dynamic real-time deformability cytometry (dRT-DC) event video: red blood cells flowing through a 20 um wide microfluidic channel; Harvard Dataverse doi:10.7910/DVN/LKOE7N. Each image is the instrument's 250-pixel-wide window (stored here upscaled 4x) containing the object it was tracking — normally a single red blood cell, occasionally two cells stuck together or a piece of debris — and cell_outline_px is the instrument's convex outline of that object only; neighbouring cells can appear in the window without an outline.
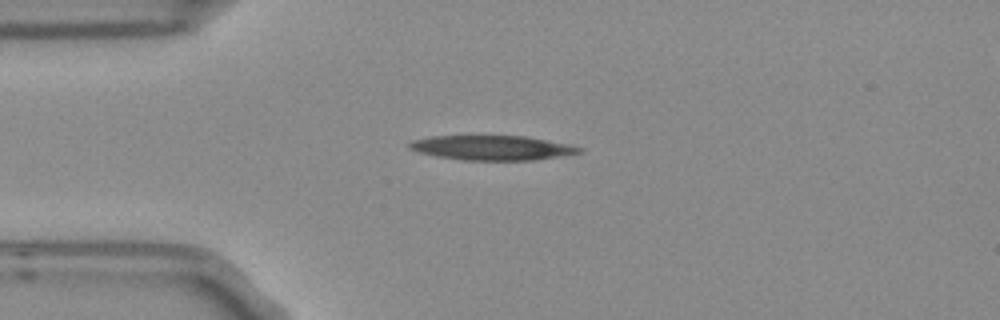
{"species": "Egyptian fruit bat (a non-hibernating species)", "species_latin": "Rousettus aegyptiacus", "temperature_condition": "room temperature", "stored_images_in_passage": 7, "camera_frame_rate_fps": 3000, "um_per_image_px": 0.085, "frame": {"image": 1, "passage_image": 3, "time_ms": 0.667, "image_size_px": [1000, 320], "cell_outline_px": [[584, 152], [560, 156], [532, 160], [464, 160], [436, 156], [420, 152], [408, 148], [408, 144], [412, 140], [432, 136], [524, 136], [568, 144], [584, 148]], "centroid_in_image_um": [41.84, 12.56], "position_along_channel_um": 43.2, "area_um2": 24.22}}